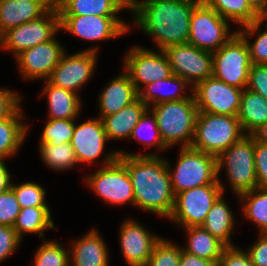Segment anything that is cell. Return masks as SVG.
<instances>
[{"label": "cell", "mask_w": 267, "mask_h": 266, "mask_svg": "<svg viewBox=\"0 0 267 266\" xmlns=\"http://www.w3.org/2000/svg\"><path fill=\"white\" fill-rule=\"evenodd\" d=\"M118 154L132 182L135 207L169 218L175 194L167 160L155 153L134 155L119 150Z\"/></svg>", "instance_id": "1"}, {"label": "cell", "mask_w": 267, "mask_h": 266, "mask_svg": "<svg viewBox=\"0 0 267 266\" xmlns=\"http://www.w3.org/2000/svg\"><path fill=\"white\" fill-rule=\"evenodd\" d=\"M201 0H142L132 10L138 28L159 50L188 43L191 13Z\"/></svg>", "instance_id": "2"}, {"label": "cell", "mask_w": 267, "mask_h": 266, "mask_svg": "<svg viewBox=\"0 0 267 266\" xmlns=\"http://www.w3.org/2000/svg\"><path fill=\"white\" fill-rule=\"evenodd\" d=\"M149 109L156 117L162 141L167 148L178 143L182 144L181 147H191L198 115L193 93L184 100L160 103Z\"/></svg>", "instance_id": "3"}, {"label": "cell", "mask_w": 267, "mask_h": 266, "mask_svg": "<svg viewBox=\"0 0 267 266\" xmlns=\"http://www.w3.org/2000/svg\"><path fill=\"white\" fill-rule=\"evenodd\" d=\"M244 135L237 116L198 111L191 147L218 157Z\"/></svg>", "instance_id": "4"}, {"label": "cell", "mask_w": 267, "mask_h": 266, "mask_svg": "<svg viewBox=\"0 0 267 266\" xmlns=\"http://www.w3.org/2000/svg\"><path fill=\"white\" fill-rule=\"evenodd\" d=\"M176 168L171 171L167 160L174 194L206 184H220L217 157L193 149L181 147Z\"/></svg>", "instance_id": "5"}, {"label": "cell", "mask_w": 267, "mask_h": 266, "mask_svg": "<svg viewBox=\"0 0 267 266\" xmlns=\"http://www.w3.org/2000/svg\"><path fill=\"white\" fill-rule=\"evenodd\" d=\"M118 157L117 150L108 153L103 159V167L85 177L86 184L108 203L135 205L134 190L127 167Z\"/></svg>", "instance_id": "6"}, {"label": "cell", "mask_w": 267, "mask_h": 266, "mask_svg": "<svg viewBox=\"0 0 267 266\" xmlns=\"http://www.w3.org/2000/svg\"><path fill=\"white\" fill-rule=\"evenodd\" d=\"M217 165L218 175L223 167L226 168L228 184L237 196L258 187L254 164V138L251 135H244L223 151L217 157Z\"/></svg>", "instance_id": "7"}, {"label": "cell", "mask_w": 267, "mask_h": 266, "mask_svg": "<svg viewBox=\"0 0 267 266\" xmlns=\"http://www.w3.org/2000/svg\"><path fill=\"white\" fill-rule=\"evenodd\" d=\"M212 55L215 78L239 89L247 87L252 63L248 46L238 32Z\"/></svg>", "instance_id": "8"}, {"label": "cell", "mask_w": 267, "mask_h": 266, "mask_svg": "<svg viewBox=\"0 0 267 266\" xmlns=\"http://www.w3.org/2000/svg\"><path fill=\"white\" fill-rule=\"evenodd\" d=\"M219 182L220 184H206L176 194L169 219L183 228L202 226L212 205L225 191V186L220 180Z\"/></svg>", "instance_id": "9"}, {"label": "cell", "mask_w": 267, "mask_h": 266, "mask_svg": "<svg viewBox=\"0 0 267 266\" xmlns=\"http://www.w3.org/2000/svg\"><path fill=\"white\" fill-rule=\"evenodd\" d=\"M237 31H230L229 21L202 0L191 13L188 43L210 52L221 48Z\"/></svg>", "instance_id": "10"}, {"label": "cell", "mask_w": 267, "mask_h": 266, "mask_svg": "<svg viewBox=\"0 0 267 266\" xmlns=\"http://www.w3.org/2000/svg\"><path fill=\"white\" fill-rule=\"evenodd\" d=\"M58 31H60V14L54 5L40 18L4 32L0 36V48L11 50L16 57L26 49L51 40Z\"/></svg>", "instance_id": "11"}, {"label": "cell", "mask_w": 267, "mask_h": 266, "mask_svg": "<svg viewBox=\"0 0 267 266\" xmlns=\"http://www.w3.org/2000/svg\"><path fill=\"white\" fill-rule=\"evenodd\" d=\"M190 89L198 111L237 116L243 89L228 85L213 75Z\"/></svg>", "instance_id": "12"}, {"label": "cell", "mask_w": 267, "mask_h": 266, "mask_svg": "<svg viewBox=\"0 0 267 266\" xmlns=\"http://www.w3.org/2000/svg\"><path fill=\"white\" fill-rule=\"evenodd\" d=\"M172 74L185 79L193 88L198 82L213 75L212 52L192 44H178L165 48Z\"/></svg>", "instance_id": "13"}, {"label": "cell", "mask_w": 267, "mask_h": 266, "mask_svg": "<svg viewBox=\"0 0 267 266\" xmlns=\"http://www.w3.org/2000/svg\"><path fill=\"white\" fill-rule=\"evenodd\" d=\"M124 69L137 92L158 80L172 75L168 58L163 50L155 52L140 46L132 47L124 57ZM142 84V85H140Z\"/></svg>", "instance_id": "14"}, {"label": "cell", "mask_w": 267, "mask_h": 266, "mask_svg": "<svg viewBox=\"0 0 267 266\" xmlns=\"http://www.w3.org/2000/svg\"><path fill=\"white\" fill-rule=\"evenodd\" d=\"M97 51L98 47H92L69 56L65 51L48 81L54 86L78 94L79 89L86 85L95 72Z\"/></svg>", "instance_id": "15"}, {"label": "cell", "mask_w": 267, "mask_h": 266, "mask_svg": "<svg viewBox=\"0 0 267 266\" xmlns=\"http://www.w3.org/2000/svg\"><path fill=\"white\" fill-rule=\"evenodd\" d=\"M60 29L87 41H103L125 35L129 25L117 16H60Z\"/></svg>", "instance_id": "16"}, {"label": "cell", "mask_w": 267, "mask_h": 266, "mask_svg": "<svg viewBox=\"0 0 267 266\" xmlns=\"http://www.w3.org/2000/svg\"><path fill=\"white\" fill-rule=\"evenodd\" d=\"M64 52V46L54 36L47 42L22 51L15 58L24 79L48 80Z\"/></svg>", "instance_id": "17"}, {"label": "cell", "mask_w": 267, "mask_h": 266, "mask_svg": "<svg viewBox=\"0 0 267 266\" xmlns=\"http://www.w3.org/2000/svg\"><path fill=\"white\" fill-rule=\"evenodd\" d=\"M161 238L151 234L136 220H125L120 227L119 240L126 263L129 266H145Z\"/></svg>", "instance_id": "18"}, {"label": "cell", "mask_w": 267, "mask_h": 266, "mask_svg": "<svg viewBox=\"0 0 267 266\" xmlns=\"http://www.w3.org/2000/svg\"><path fill=\"white\" fill-rule=\"evenodd\" d=\"M108 141L101 118L89 119L81 124L75 123L71 145L78 163H93L104 152Z\"/></svg>", "instance_id": "19"}, {"label": "cell", "mask_w": 267, "mask_h": 266, "mask_svg": "<svg viewBox=\"0 0 267 266\" xmlns=\"http://www.w3.org/2000/svg\"><path fill=\"white\" fill-rule=\"evenodd\" d=\"M54 5L55 0H0V36L11 28L40 18Z\"/></svg>", "instance_id": "20"}, {"label": "cell", "mask_w": 267, "mask_h": 266, "mask_svg": "<svg viewBox=\"0 0 267 266\" xmlns=\"http://www.w3.org/2000/svg\"><path fill=\"white\" fill-rule=\"evenodd\" d=\"M71 246L70 266H108V247L98 230L88 231L76 242H72Z\"/></svg>", "instance_id": "21"}, {"label": "cell", "mask_w": 267, "mask_h": 266, "mask_svg": "<svg viewBox=\"0 0 267 266\" xmlns=\"http://www.w3.org/2000/svg\"><path fill=\"white\" fill-rule=\"evenodd\" d=\"M111 80L104 87L98 99L100 107L99 118L101 119L119 112L138 98V92L125 71Z\"/></svg>", "instance_id": "22"}, {"label": "cell", "mask_w": 267, "mask_h": 266, "mask_svg": "<svg viewBox=\"0 0 267 266\" xmlns=\"http://www.w3.org/2000/svg\"><path fill=\"white\" fill-rule=\"evenodd\" d=\"M148 106L139 98L119 112L102 118L108 141L130 138Z\"/></svg>", "instance_id": "23"}, {"label": "cell", "mask_w": 267, "mask_h": 266, "mask_svg": "<svg viewBox=\"0 0 267 266\" xmlns=\"http://www.w3.org/2000/svg\"><path fill=\"white\" fill-rule=\"evenodd\" d=\"M187 85L189 87L191 86L185 79L172 74L166 79L158 80L144 86L145 88H142L140 92H138V98L142 100L148 108L164 102L184 100L191 96L184 93L185 88L188 87ZM170 86L173 87V90L169 88ZM182 92L184 94H182Z\"/></svg>", "instance_id": "24"}, {"label": "cell", "mask_w": 267, "mask_h": 266, "mask_svg": "<svg viewBox=\"0 0 267 266\" xmlns=\"http://www.w3.org/2000/svg\"><path fill=\"white\" fill-rule=\"evenodd\" d=\"M41 95L48 99V119H77L82 107L80 95L54 86L48 80Z\"/></svg>", "instance_id": "25"}, {"label": "cell", "mask_w": 267, "mask_h": 266, "mask_svg": "<svg viewBox=\"0 0 267 266\" xmlns=\"http://www.w3.org/2000/svg\"><path fill=\"white\" fill-rule=\"evenodd\" d=\"M60 16H116L127 9L121 0H55Z\"/></svg>", "instance_id": "26"}, {"label": "cell", "mask_w": 267, "mask_h": 266, "mask_svg": "<svg viewBox=\"0 0 267 266\" xmlns=\"http://www.w3.org/2000/svg\"><path fill=\"white\" fill-rule=\"evenodd\" d=\"M237 117L243 132L250 135L267 122V99L247 88L243 89Z\"/></svg>", "instance_id": "27"}, {"label": "cell", "mask_w": 267, "mask_h": 266, "mask_svg": "<svg viewBox=\"0 0 267 266\" xmlns=\"http://www.w3.org/2000/svg\"><path fill=\"white\" fill-rule=\"evenodd\" d=\"M184 230L188 235V246L182 249L199 258L211 260L217 265L226 245L202 226H191Z\"/></svg>", "instance_id": "28"}, {"label": "cell", "mask_w": 267, "mask_h": 266, "mask_svg": "<svg viewBox=\"0 0 267 266\" xmlns=\"http://www.w3.org/2000/svg\"><path fill=\"white\" fill-rule=\"evenodd\" d=\"M22 108L10 117L0 120V159H7L18 152L27 135L28 126L22 123Z\"/></svg>", "instance_id": "29"}, {"label": "cell", "mask_w": 267, "mask_h": 266, "mask_svg": "<svg viewBox=\"0 0 267 266\" xmlns=\"http://www.w3.org/2000/svg\"><path fill=\"white\" fill-rule=\"evenodd\" d=\"M235 221L234 215L225 202L222 193L212 205L202 227L226 246H233L230 236L233 232L232 230L235 229Z\"/></svg>", "instance_id": "30"}, {"label": "cell", "mask_w": 267, "mask_h": 266, "mask_svg": "<svg viewBox=\"0 0 267 266\" xmlns=\"http://www.w3.org/2000/svg\"><path fill=\"white\" fill-rule=\"evenodd\" d=\"M54 226L49 207H26L20 209L13 228L21 240L26 233L38 234L45 240L44 231Z\"/></svg>", "instance_id": "31"}, {"label": "cell", "mask_w": 267, "mask_h": 266, "mask_svg": "<svg viewBox=\"0 0 267 266\" xmlns=\"http://www.w3.org/2000/svg\"><path fill=\"white\" fill-rule=\"evenodd\" d=\"M213 8L222 18L234 22L240 27L256 22L262 16L247 0H202Z\"/></svg>", "instance_id": "32"}, {"label": "cell", "mask_w": 267, "mask_h": 266, "mask_svg": "<svg viewBox=\"0 0 267 266\" xmlns=\"http://www.w3.org/2000/svg\"><path fill=\"white\" fill-rule=\"evenodd\" d=\"M244 216L257 225L259 233H267V188L257 187L239 195Z\"/></svg>", "instance_id": "33"}, {"label": "cell", "mask_w": 267, "mask_h": 266, "mask_svg": "<svg viewBox=\"0 0 267 266\" xmlns=\"http://www.w3.org/2000/svg\"><path fill=\"white\" fill-rule=\"evenodd\" d=\"M40 155L44 163L51 169L68 170L78 164L71 142L61 145L40 143Z\"/></svg>", "instance_id": "34"}, {"label": "cell", "mask_w": 267, "mask_h": 266, "mask_svg": "<svg viewBox=\"0 0 267 266\" xmlns=\"http://www.w3.org/2000/svg\"><path fill=\"white\" fill-rule=\"evenodd\" d=\"M263 20L242 26L237 32L244 38L250 54L252 64H267V27L266 30L260 31ZM259 32V33H258ZM258 33V34H257ZM257 35V38L250 44L249 36Z\"/></svg>", "instance_id": "35"}, {"label": "cell", "mask_w": 267, "mask_h": 266, "mask_svg": "<svg viewBox=\"0 0 267 266\" xmlns=\"http://www.w3.org/2000/svg\"><path fill=\"white\" fill-rule=\"evenodd\" d=\"M147 128H148V130H147ZM144 133H145L146 137L144 136ZM150 134H152V135H150ZM130 138L131 139H137L138 142L140 141V142H142V144H144L148 147L154 145L157 147V150H162V151H163V149L167 150V147L165 146L164 142L162 141L160 130L158 129V126H157L156 117L153 114V112H151V110L149 108L145 111V113L142 115V117L140 118L137 125L134 127L132 135Z\"/></svg>", "instance_id": "36"}, {"label": "cell", "mask_w": 267, "mask_h": 266, "mask_svg": "<svg viewBox=\"0 0 267 266\" xmlns=\"http://www.w3.org/2000/svg\"><path fill=\"white\" fill-rule=\"evenodd\" d=\"M69 250L57 241H46L36 250L34 266H70Z\"/></svg>", "instance_id": "37"}, {"label": "cell", "mask_w": 267, "mask_h": 266, "mask_svg": "<svg viewBox=\"0 0 267 266\" xmlns=\"http://www.w3.org/2000/svg\"><path fill=\"white\" fill-rule=\"evenodd\" d=\"M76 119H49L46 123L40 143L61 145L71 142Z\"/></svg>", "instance_id": "38"}, {"label": "cell", "mask_w": 267, "mask_h": 266, "mask_svg": "<svg viewBox=\"0 0 267 266\" xmlns=\"http://www.w3.org/2000/svg\"><path fill=\"white\" fill-rule=\"evenodd\" d=\"M11 189L14 191L21 209L26 207H48L45 201L46 191L37 183L30 181L19 185L12 183Z\"/></svg>", "instance_id": "39"}, {"label": "cell", "mask_w": 267, "mask_h": 266, "mask_svg": "<svg viewBox=\"0 0 267 266\" xmlns=\"http://www.w3.org/2000/svg\"><path fill=\"white\" fill-rule=\"evenodd\" d=\"M181 251V246L161 238L145 266H179Z\"/></svg>", "instance_id": "40"}, {"label": "cell", "mask_w": 267, "mask_h": 266, "mask_svg": "<svg viewBox=\"0 0 267 266\" xmlns=\"http://www.w3.org/2000/svg\"><path fill=\"white\" fill-rule=\"evenodd\" d=\"M20 209L12 189L0 193V225L13 227Z\"/></svg>", "instance_id": "41"}, {"label": "cell", "mask_w": 267, "mask_h": 266, "mask_svg": "<svg viewBox=\"0 0 267 266\" xmlns=\"http://www.w3.org/2000/svg\"><path fill=\"white\" fill-rule=\"evenodd\" d=\"M247 89L267 99V64H252Z\"/></svg>", "instance_id": "42"}, {"label": "cell", "mask_w": 267, "mask_h": 266, "mask_svg": "<svg viewBox=\"0 0 267 266\" xmlns=\"http://www.w3.org/2000/svg\"><path fill=\"white\" fill-rule=\"evenodd\" d=\"M21 241L13 227L0 225V262L9 258Z\"/></svg>", "instance_id": "43"}, {"label": "cell", "mask_w": 267, "mask_h": 266, "mask_svg": "<svg viewBox=\"0 0 267 266\" xmlns=\"http://www.w3.org/2000/svg\"><path fill=\"white\" fill-rule=\"evenodd\" d=\"M254 164L258 187L267 188V144L255 140Z\"/></svg>", "instance_id": "44"}, {"label": "cell", "mask_w": 267, "mask_h": 266, "mask_svg": "<svg viewBox=\"0 0 267 266\" xmlns=\"http://www.w3.org/2000/svg\"><path fill=\"white\" fill-rule=\"evenodd\" d=\"M217 266H254L246 251L233 246H226Z\"/></svg>", "instance_id": "45"}, {"label": "cell", "mask_w": 267, "mask_h": 266, "mask_svg": "<svg viewBox=\"0 0 267 266\" xmlns=\"http://www.w3.org/2000/svg\"><path fill=\"white\" fill-rule=\"evenodd\" d=\"M21 97L10 89L0 88V120L10 117L20 106Z\"/></svg>", "instance_id": "46"}, {"label": "cell", "mask_w": 267, "mask_h": 266, "mask_svg": "<svg viewBox=\"0 0 267 266\" xmlns=\"http://www.w3.org/2000/svg\"><path fill=\"white\" fill-rule=\"evenodd\" d=\"M259 235V239L249 247L247 253L254 266H267V233Z\"/></svg>", "instance_id": "47"}, {"label": "cell", "mask_w": 267, "mask_h": 266, "mask_svg": "<svg viewBox=\"0 0 267 266\" xmlns=\"http://www.w3.org/2000/svg\"><path fill=\"white\" fill-rule=\"evenodd\" d=\"M179 266H217L213 261L199 258L182 249Z\"/></svg>", "instance_id": "48"}, {"label": "cell", "mask_w": 267, "mask_h": 266, "mask_svg": "<svg viewBox=\"0 0 267 266\" xmlns=\"http://www.w3.org/2000/svg\"><path fill=\"white\" fill-rule=\"evenodd\" d=\"M5 159H0V193L5 192L12 187L11 176L4 162Z\"/></svg>", "instance_id": "49"}, {"label": "cell", "mask_w": 267, "mask_h": 266, "mask_svg": "<svg viewBox=\"0 0 267 266\" xmlns=\"http://www.w3.org/2000/svg\"><path fill=\"white\" fill-rule=\"evenodd\" d=\"M255 141L267 144V122L260 125L250 134Z\"/></svg>", "instance_id": "50"}, {"label": "cell", "mask_w": 267, "mask_h": 266, "mask_svg": "<svg viewBox=\"0 0 267 266\" xmlns=\"http://www.w3.org/2000/svg\"><path fill=\"white\" fill-rule=\"evenodd\" d=\"M247 1L261 16L267 13V0H247Z\"/></svg>", "instance_id": "51"}, {"label": "cell", "mask_w": 267, "mask_h": 266, "mask_svg": "<svg viewBox=\"0 0 267 266\" xmlns=\"http://www.w3.org/2000/svg\"><path fill=\"white\" fill-rule=\"evenodd\" d=\"M122 3L126 6L128 11H131L140 1L138 0H121Z\"/></svg>", "instance_id": "52"}, {"label": "cell", "mask_w": 267, "mask_h": 266, "mask_svg": "<svg viewBox=\"0 0 267 266\" xmlns=\"http://www.w3.org/2000/svg\"><path fill=\"white\" fill-rule=\"evenodd\" d=\"M262 20L263 22H267V13H265L264 15H262Z\"/></svg>", "instance_id": "53"}]
</instances>
